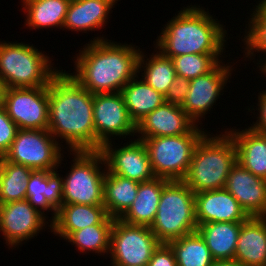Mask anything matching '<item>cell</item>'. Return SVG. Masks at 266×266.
<instances>
[{
  "mask_svg": "<svg viewBox=\"0 0 266 266\" xmlns=\"http://www.w3.org/2000/svg\"><path fill=\"white\" fill-rule=\"evenodd\" d=\"M48 131L66 151H95L93 94L63 69L48 85ZM60 139V140H59ZM63 139V140H62Z\"/></svg>",
  "mask_w": 266,
  "mask_h": 266,
  "instance_id": "6da1fadb",
  "label": "cell"
},
{
  "mask_svg": "<svg viewBox=\"0 0 266 266\" xmlns=\"http://www.w3.org/2000/svg\"><path fill=\"white\" fill-rule=\"evenodd\" d=\"M96 38V39H95ZM79 50L72 77L92 94L117 93L138 74L140 47L95 37Z\"/></svg>",
  "mask_w": 266,
  "mask_h": 266,
  "instance_id": "7a4b0ae2",
  "label": "cell"
},
{
  "mask_svg": "<svg viewBox=\"0 0 266 266\" xmlns=\"http://www.w3.org/2000/svg\"><path fill=\"white\" fill-rule=\"evenodd\" d=\"M220 22L208 8L183 7L162 27L155 49L171 59L185 54H224L228 34Z\"/></svg>",
  "mask_w": 266,
  "mask_h": 266,
  "instance_id": "3957f363",
  "label": "cell"
},
{
  "mask_svg": "<svg viewBox=\"0 0 266 266\" xmlns=\"http://www.w3.org/2000/svg\"><path fill=\"white\" fill-rule=\"evenodd\" d=\"M223 132L211 135L207 131L194 148L182 180L194 193L223 189L229 171L237 162L235 142L226 130Z\"/></svg>",
  "mask_w": 266,
  "mask_h": 266,
  "instance_id": "277c9868",
  "label": "cell"
},
{
  "mask_svg": "<svg viewBox=\"0 0 266 266\" xmlns=\"http://www.w3.org/2000/svg\"><path fill=\"white\" fill-rule=\"evenodd\" d=\"M25 42L0 41V78L7 88L48 86L59 71L50 56ZM56 68V69H55Z\"/></svg>",
  "mask_w": 266,
  "mask_h": 266,
  "instance_id": "5b68a950",
  "label": "cell"
},
{
  "mask_svg": "<svg viewBox=\"0 0 266 266\" xmlns=\"http://www.w3.org/2000/svg\"><path fill=\"white\" fill-rule=\"evenodd\" d=\"M195 193L182 181L170 180L164 186L150 229L161 243L197 231Z\"/></svg>",
  "mask_w": 266,
  "mask_h": 266,
  "instance_id": "8992f818",
  "label": "cell"
},
{
  "mask_svg": "<svg viewBox=\"0 0 266 266\" xmlns=\"http://www.w3.org/2000/svg\"><path fill=\"white\" fill-rule=\"evenodd\" d=\"M71 168L63 177V205L103 206L106 164L100 151H69ZM104 167V168H103Z\"/></svg>",
  "mask_w": 266,
  "mask_h": 266,
  "instance_id": "52a82bcc",
  "label": "cell"
},
{
  "mask_svg": "<svg viewBox=\"0 0 266 266\" xmlns=\"http://www.w3.org/2000/svg\"><path fill=\"white\" fill-rule=\"evenodd\" d=\"M199 124L190 132L178 136L140 139L150 158L153 174L167 180H183L188 172L195 146L207 132Z\"/></svg>",
  "mask_w": 266,
  "mask_h": 266,
  "instance_id": "ba28073f",
  "label": "cell"
},
{
  "mask_svg": "<svg viewBox=\"0 0 266 266\" xmlns=\"http://www.w3.org/2000/svg\"><path fill=\"white\" fill-rule=\"evenodd\" d=\"M63 149L47 129H18L4 158L32 170L53 171L63 164Z\"/></svg>",
  "mask_w": 266,
  "mask_h": 266,
  "instance_id": "9c48e42d",
  "label": "cell"
},
{
  "mask_svg": "<svg viewBox=\"0 0 266 266\" xmlns=\"http://www.w3.org/2000/svg\"><path fill=\"white\" fill-rule=\"evenodd\" d=\"M161 242L150 226L114 219L110 235L111 266H147Z\"/></svg>",
  "mask_w": 266,
  "mask_h": 266,
  "instance_id": "30bf717a",
  "label": "cell"
},
{
  "mask_svg": "<svg viewBox=\"0 0 266 266\" xmlns=\"http://www.w3.org/2000/svg\"><path fill=\"white\" fill-rule=\"evenodd\" d=\"M95 151L117 136H135L136 125L131 120L121 92L93 94ZM114 138H112V137Z\"/></svg>",
  "mask_w": 266,
  "mask_h": 266,
  "instance_id": "8fae6325",
  "label": "cell"
},
{
  "mask_svg": "<svg viewBox=\"0 0 266 266\" xmlns=\"http://www.w3.org/2000/svg\"><path fill=\"white\" fill-rule=\"evenodd\" d=\"M3 107L18 129H48V86L7 88Z\"/></svg>",
  "mask_w": 266,
  "mask_h": 266,
  "instance_id": "7c38bea8",
  "label": "cell"
},
{
  "mask_svg": "<svg viewBox=\"0 0 266 266\" xmlns=\"http://www.w3.org/2000/svg\"><path fill=\"white\" fill-rule=\"evenodd\" d=\"M46 218L47 215L31 206L27 199L0 204V232L9 249L27 243L46 226L51 231V223L49 225Z\"/></svg>",
  "mask_w": 266,
  "mask_h": 266,
  "instance_id": "4fadbf2b",
  "label": "cell"
},
{
  "mask_svg": "<svg viewBox=\"0 0 266 266\" xmlns=\"http://www.w3.org/2000/svg\"><path fill=\"white\" fill-rule=\"evenodd\" d=\"M219 62L210 72L189 80L190 86L182 109L198 125L213 109L220 96L223 95L228 79L231 78L233 65ZM233 67V68H232ZM222 93V94H221Z\"/></svg>",
  "mask_w": 266,
  "mask_h": 266,
  "instance_id": "5bb4252c",
  "label": "cell"
},
{
  "mask_svg": "<svg viewBox=\"0 0 266 266\" xmlns=\"http://www.w3.org/2000/svg\"><path fill=\"white\" fill-rule=\"evenodd\" d=\"M130 140L121 147L112 145L115 141L108 142L101 147L100 152L104 157L106 170L139 183L154 179L144 142L140 139Z\"/></svg>",
  "mask_w": 266,
  "mask_h": 266,
  "instance_id": "9a60e30c",
  "label": "cell"
},
{
  "mask_svg": "<svg viewBox=\"0 0 266 266\" xmlns=\"http://www.w3.org/2000/svg\"><path fill=\"white\" fill-rule=\"evenodd\" d=\"M196 126L181 106L164 102L136 124V136L137 139L178 136L190 133Z\"/></svg>",
  "mask_w": 266,
  "mask_h": 266,
  "instance_id": "2e32d148",
  "label": "cell"
},
{
  "mask_svg": "<svg viewBox=\"0 0 266 266\" xmlns=\"http://www.w3.org/2000/svg\"><path fill=\"white\" fill-rule=\"evenodd\" d=\"M224 188L250 217L266 216V180L252 174L238 161L229 171Z\"/></svg>",
  "mask_w": 266,
  "mask_h": 266,
  "instance_id": "e0dca14e",
  "label": "cell"
},
{
  "mask_svg": "<svg viewBox=\"0 0 266 266\" xmlns=\"http://www.w3.org/2000/svg\"><path fill=\"white\" fill-rule=\"evenodd\" d=\"M196 221L242 223L250 216L225 188L195 193Z\"/></svg>",
  "mask_w": 266,
  "mask_h": 266,
  "instance_id": "ac0fdd59",
  "label": "cell"
},
{
  "mask_svg": "<svg viewBox=\"0 0 266 266\" xmlns=\"http://www.w3.org/2000/svg\"><path fill=\"white\" fill-rule=\"evenodd\" d=\"M53 171L33 170L26 188V199L43 215L51 213L50 223L56 218L57 210L63 206V178Z\"/></svg>",
  "mask_w": 266,
  "mask_h": 266,
  "instance_id": "d6986e66",
  "label": "cell"
},
{
  "mask_svg": "<svg viewBox=\"0 0 266 266\" xmlns=\"http://www.w3.org/2000/svg\"><path fill=\"white\" fill-rule=\"evenodd\" d=\"M114 218L107 215L104 206L69 204L57 210L51 222V233L65 240L72 232L92 225H113Z\"/></svg>",
  "mask_w": 266,
  "mask_h": 266,
  "instance_id": "ffe728a7",
  "label": "cell"
},
{
  "mask_svg": "<svg viewBox=\"0 0 266 266\" xmlns=\"http://www.w3.org/2000/svg\"><path fill=\"white\" fill-rule=\"evenodd\" d=\"M117 2V0H71L63 28L77 33L104 29L109 13Z\"/></svg>",
  "mask_w": 266,
  "mask_h": 266,
  "instance_id": "44dd1931",
  "label": "cell"
},
{
  "mask_svg": "<svg viewBox=\"0 0 266 266\" xmlns=\"http://www.w3.org/2000/svg\"><path fill=\"white\" fill-rule=\"evenodd\" d=\"M234 259L243 266H266V216L242 222Z\"/></svg>",
  "mask_w": 266,
  "mask_h": 266,
  "instance_id": "7402d4cb",
  "label": "cell"
},
{
  "mask_svg": "<svg viewBox=\"0 0 266 266\" xmlns=\"http://www.w3.org/2000/svg\"><path fill=\"white\" fill-rule=\"evenodd\" d=\"M225 130L235 142L237 161L255 176L266 180V134L249 126L242 131L233 127Z\"/></svg>",
  "mask_w": 266,
  "mask_h": 266,
  "instance_id": "603a6c76",
  "label": "cell"
},
{
  "mask_svg": "<svg viewBox=\"0 0 266 266\" xmlns=\"http://www.w3.org/2000/svg\"><path fill=\"white\" fill-rule=\"evenodd\" d=\"M168 181L155 177L150 181L139 183L133 204L120 219L132 225L151 226L157 214L163 186Z\"/></svg>",
  "mask_w": 266,
  "mask_h": 266,
  "instance_id": "cb8c5ba5",
  "label": "cell"
},
{
  "mask_svg": "<svg viewBox=\"0 0 266 266\" xmlns=\"http://www.w3.org/2000/svg\"><path fill=\"white\" fill-rule=\"evenodd\" d=\"M242 223L209 222L197 226L214 260L234 259Z\"/></svg>",
  "mask_w": 266,
  "mask_h": 266,
  "instance_id": "d4e9b609",
  "label": "cell"
},
{
  "mask_svg": "<svg viewBox=\"0 0 266 266\" xmlns=\"http://www.w3.org/2000/svg\"><path fill=\"white\" fill-rule=\"evenodd\" d=\"M139 182L109 173L104 178L103 206L108 216L120 219L133 204Z\"/></svg>",
  "mask_w": 266,
  "mask_h": 266,
  "instance_id": "484cf974",
  "label": "cell"
},
{
  "mask_svg": "<svg viewBox=\"0 0 266 266\" xmlns=\"http://www.w3.org/2000/svg\"><path fill=\"white\" fill-rule=\"evenodd\" d=\"M121 93L135 125L165 102V96L149 86L138 74L122 88Z\"/></svg>",
  "mask_w": 266,
  "mask_h": 266,
  "instance_id": "4316f807",
  "label": "cell"
},
{
  "mask_svg": "<svg viewBox=\"0 0 266 266\" xmlns=\"http://www.w3.org/2000/svg\"><path fill=\"white\" fill-rule=\"evenodd\" d=\"M25 24L30 29L62 28L71 0H21Z\"/></svg>",
  "mask_w": 266,
  "mask_h": 266,
  "instance_id": "83f0119b",
  "label": "cell"
},
{
  "mask_svg": "<svg viewBox=\"0 0 266 266\" xmlns=\"http://www.w3.org/2000/svg\"><path fill=\"white\" fill-rule=\"evenodd\" d=\"M154 52L152 55L149 54L148 58L141 49L138 59V75L140 76L142 72L141 78L165 96L175 79L176 71L171 58L164 56L159 50L156 52L155 48Z\"/></svg>",
  "mask_w": 266,
  "mask_h": 266,
  "instance_id": "f1b7e54d",
  "label": "cell"
},
{
  "mask_svg": "<svg viewBox=\"0 0 266 266\" xmlns=\"http://www.w3.org/2000/svg\"><path fill=\"white\" fill-rule=\"evenodd\" d=\"M174 252L178 266H212L215 261L198 231L167 243Z\"/></svg>",
  "mask_w": 266,
  "mask_h": 266,
  "instance_id": "f546056e",
  "label": "cell"
},
{
  "mask_svg": "<svg viewBox=\"0 0 266 266\" xmlns=\"http://www.w3.org/2000/svg\"><path fill=\"white\" fill-rule=\"evenodd\" d=\"M32 171L27 166L3 159L0 169V204L26 199L27 182Z\"/></svg>",
  "mask_w": 266,
  "mask_h": 266,
  "instance_id": "4dcf8cb0",
  "label": "cell"
},
{
  "mask_svg": "<svg viewBox=\"0 0 266 266\" xmlns=\"http://www.w3.org/2000/svg\"><path fill=\"white\" fill-rule=\"evenodd\" d=\"M113 225H92L72 232L66 239L77 248L80 253L93 252L108 256L110 250V235Z\"/></svg>",
  "mask_w": 266,
  "mask_h": 266,
  "instance_id": "1f68e13d",
  "label": "cell"
},
{
  "mask_svg": "<svg viewBox=\"0 0 266 266\" xmlns=\"http://www.w3.org/2000/svg\"><path fill=\"white\" fill-rule=\"evenodd\" d=\"M222 54H185L172 58L176 75L191 80L210 72L219 62ZM221 58V59H220Z\"/></svg>",
  "mask_w": 266,
  "mask_h": 266,
  "instance_id": "d6a6232c",
  "label": "cell"
},
{
  "mask_svg": "<svg viewBox=\"0 0 266 266\" xmlns=\"http://www.w3.org/2000/svg\"><path fill=\"white\" fill-rule=\"evenodd\" d=\"M252 10L251 18L247 21L248 24H246L244 30L245 35L242 39L245 45L243 58H249L250 60L255 59V55L260 52L266 55V19L254 8V5Z\"/></svg>",
  "mask_w": 266,
  "mask_h": 266,
  "instance_id": "836d02e7",
  "label": "cell"
},
{
  "mask_svg": "<svg viewBox=\"0 0 266 266\" xmlns=\"http://www.w3.org/2000/svg\"><path fill=\"white\" fill-rule=\"evenodd\" d=\"M17 131V125L8 116L5 108L0 107V154L3 156L9 151Z\"/></svg>",
  "mask_w": 266,
  "mask_h": 266,
  "instance_id": "e575fe53",
  "label": "cell"
},
{
  "mask_svg": "<svg viewBox=\"0 0 266 266\" xmlns=\"http://www.w3.org/2000/svg\"><path fill=\"white\" fill-rule=\"evenodd\" d=\"M190 82L182 76H175L171 87L165 95V102L182 106L189 91Z\"/></svg>",
  "mask_w": 266,
  "mask_h": 266,
  "instance_id": "d590c367",
  "label": "cell"
},
{
  "mask_svg": "<svg viewBox=\"0 0 266 266\" xmlns=\"http://www.w3.org/2000/svg\"><path fill=\"white\" fill-rule=\"evenodd\" d=\"M147 266H178L171 247L161 243L153 252Z\"/></svg>",
  "mask_w": 266,
  "mask_h": 266,
  "instance_id": "8d00e7d4",
  "label": "cell"
},
{
  "mask_svg": "<svg viewBox=\"0 0 266 266\" xmlns=\"http://www.w3.org/2000/svg\"><path fill=\"white\" fill-rule=\"evenodd\" d=\"M258 104L256 107V110L259 112L257 113V120L256 122H253L250 126L254 131L266 134V90L259 91L258 93Z\"/></svg>",
  "mask_w": 266,
  "mask_h": 266,
  "instance_id": "74e56055",
  "label": "cell"
},
{
  "mask_svg": "<svg viewBox=\"0 0 266 266\" xmlns=\"http://www.w3.org/2000/svg\"><path fill=\"white\" fill-rule=\"evenodd\" d=\"M212 266H243V265L237 262L235 259H229V260H216L212 263Z\"/></svg>",
  "mask_w": 266,
  "mask_h": 266,
  "instance_id": "f35d334b",
  "label": "cell"
},
{
  "mask_svg": "<svg viewBox=\"0 0 266 266\" xmlns=\"http://www.w3.org/2000/svg\"><path fill=\"white\" fill-rule=\"evenodd\" d=\"M257 2L254 8L266 19V0H259Z\"/></svg>",
  "mask_w": 266,
  "mask_h": 266,
  "instance_id": "ab89813d",
  "label": "cell"
},
{
  "mask_svg": "<svg viewBox=\"0 0 266 266\" xmlns=\"http://www.w3.org/2000/svg\"><path fill=\"white\" fill-rule=\"evenodd\" d=\"M6 90H7L6 84L0 78V107H3L4 106V100H5Z\"/></svg>",
  "mask_w": 266,
  "mask_h": 266,
  "instance_id": "60d3db41",
  "label": "cell"
},
{
  "mask_svg": "<svg viewBox=\"0 0 266 266\" xmlns=\"http://www.w3.org/2000/svg\"><path fill=\"white\" fill-rule=\"evenodd\" d=\"M263 59L265 61L262 60V58L261 59L259 58V61L256 64L258 65L257 67L259 68V71H261V74L263 73L262 75H265V77H266V57L265 58L263 57Z\"/></svg>",
  "mask_w": 266,
  "mask_h": 266,
  "instance_id": "b9f144b4",
  "label": "cell"
},
{
  "mask_svg": "<svg viewBox=\"0 0 266 266\" xmlns=\"http://www.w3.org/2000/svg\"><path fill=\"white\" fill-rule=\"evenodd\" d=\"M3 159H4V156L0 154V169H1V164H2Z\"/></svg>",
  "mask_w": 266,
  "mask_h": 266,
  "instance_id": "7bdbcfd3",
  "label": "cell"
}]
</instances>
